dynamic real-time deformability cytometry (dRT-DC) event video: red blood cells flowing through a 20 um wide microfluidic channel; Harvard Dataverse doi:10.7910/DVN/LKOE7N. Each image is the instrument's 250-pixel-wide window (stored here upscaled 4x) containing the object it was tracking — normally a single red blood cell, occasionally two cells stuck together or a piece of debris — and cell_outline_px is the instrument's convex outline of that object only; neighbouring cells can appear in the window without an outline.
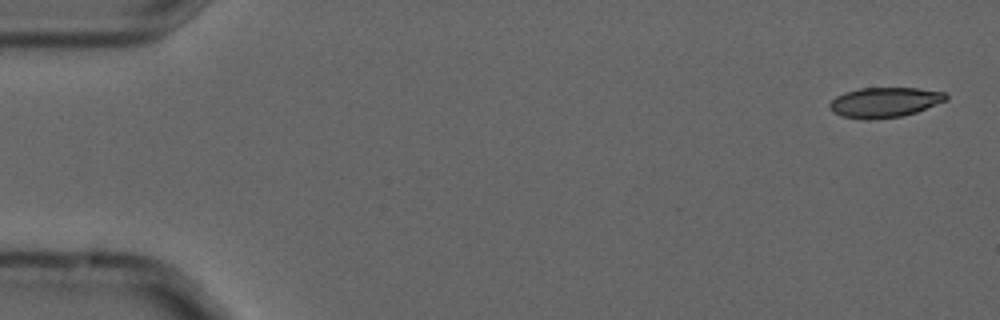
{"species": "common noctule bat (a hibernating species)", "species_latin": "Nyctalus noctula", "temperature_condition": "cold", "stored_images_in_passage": 5, "camera_frame_rate_fps": 3000, "um_per_image_px": 0.085, "animal": {"sex": "male", "forearm_length_mm": 52.5}, "frame": {"image": 1, "passage_image": 1, "time_ms": 0.0, "image_size_px": [1000, 320], "cell_outline_px": [[948, 100], [916, 112], [900, 116], [868, 120], [864, 120], [840, 116], [832, 112], [828, 108], [828, 104], [836, 96], [844, 92], [860, 88], [916, 88], [944, 92], [948, 96]], "centroid_in_image_um": [75.15, 8.7], "position_along_channel_um": 9.9, "area_um2": 20.52}}
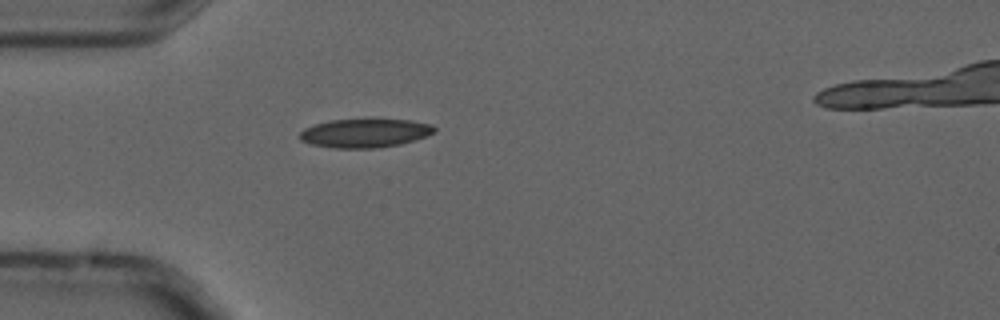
{"frame": {"image": 2, "passage_image": 5, "time_ms": 1.333, "image_size_px": [1000, 320], "cell_outline_px": [[436, 132], [416, 140], [400, 144], [376, 148], [332, 148], [312, 144], [300, 140], [300, 132], [304, 128], [328, 120], [368, 116], [372, 116], [412, 120], [432, 124], [436, 128]], "centroid_in_image_um": [31.07, 11.25], "position_along_channel_um": 53.9, "area_um2": 23.76}}